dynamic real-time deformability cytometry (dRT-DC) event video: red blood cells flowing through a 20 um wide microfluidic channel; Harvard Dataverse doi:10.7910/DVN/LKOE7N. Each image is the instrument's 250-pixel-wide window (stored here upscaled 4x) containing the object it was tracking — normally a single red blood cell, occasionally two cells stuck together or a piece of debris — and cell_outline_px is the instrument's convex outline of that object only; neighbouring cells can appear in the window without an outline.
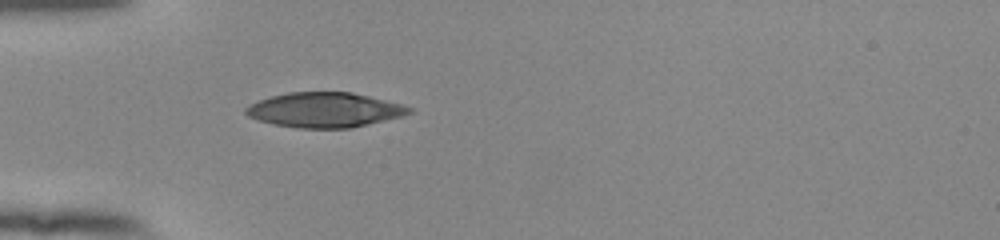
{"species": "human", "species_latin": "Homo sapiens", "temperature_condition": "room temperature", "stored_images_in_passage": 37, "camera_frame_rate_fps": 3000, "um_per_image_px": 0.085, "donor": {"sex": "female"}, "frame": {"image": 1, "passage_image": 1, "time_ms": 0.0, "image_size_px": [1000, 240], "cell_outline_px": [[416, 112], [352, 128], [296, 128], [272, 124], [248, 116], [244, 112], [244, 108], [248, 104], [272, 96], [288, 92], [352, 92], [400, 104], [412, 108]], "centroid_in_image_um": [27.56, 9.35], "position_along_channel_um": 57.4, "area_um2": 33.06}}
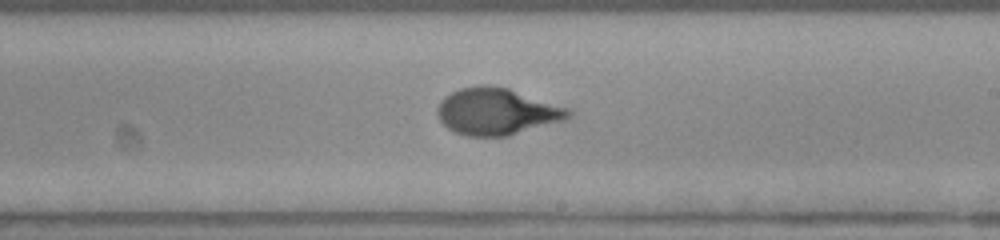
{"frame": {"image": 2, "passage_image": 16, "time_ms": 5.0, "image_size_px": [1000, 240], "cell_outline_px": [[572, 116], [564, 120], [508, 136], [468, 136], [452, 132], [440, 120], [436, 112], [436, 108], [440, 100], [444, 96], [460, 88], [480, 84], [488, 84], [508, 88], [572, 108]], "centroid_in_image_um": [42.23, 9.47], "position_along_channel_um": 246.8, "area_um2": 36.18}}
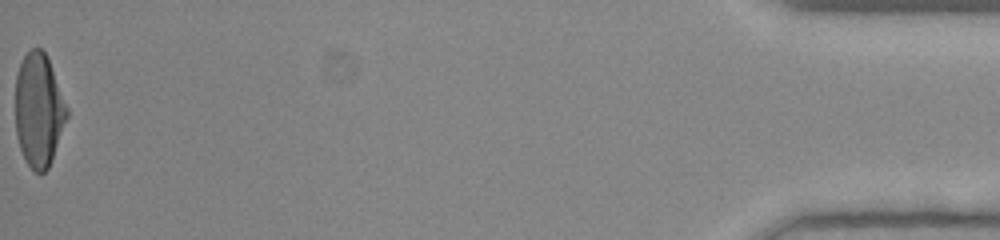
{"frame": {"image": 3, "passage_image": 37, "time_ms": 12.0, "image_size_px": [1000, 240], "cell_outline_px": [[68, 116], [48, 168], [40, 176], [32, 172], [24, 160], [16, 136], [16, 76], [20, 64], [24, 56], [32, 48], [40, 48], [44, 52], [48, 60], [68, 108]], "centroid_in_image_um": [3.28, 9.42], "position_along_channel_um": 431.9, "area_um2": 33.93}, "authors_computed_cell_mechanics": {"area_um2": 35.0268, "velocity_mm_per_s": 3.9518, "shape_relaxation_time_tau1_ms": 4.9001, "shape_relaxation_time_tau2_ms": null, "deformation_change_tau1": 0.2517, "deformation_change_tau2": null}}